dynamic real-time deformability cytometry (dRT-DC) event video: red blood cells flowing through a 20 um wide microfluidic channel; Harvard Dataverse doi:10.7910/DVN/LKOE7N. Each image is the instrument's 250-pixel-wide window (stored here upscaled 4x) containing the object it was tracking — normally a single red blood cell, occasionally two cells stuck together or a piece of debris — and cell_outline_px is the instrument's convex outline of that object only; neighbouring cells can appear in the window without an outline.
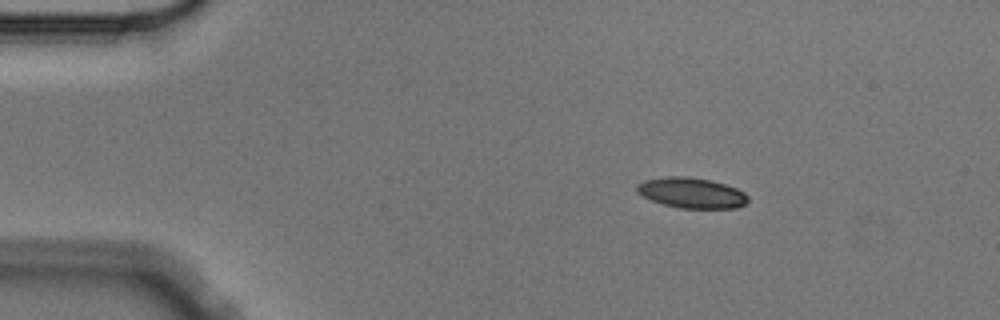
{"species": "Egyptian fruit bat (a non-hibernating species)", "species_latin": "Rousettus aegyptiacus", "temperature_condition": "cold", "stored_images_in_passage": 4, "camera_frame_rate_fps": 3000, "um_per_image_px": 0.085, "animal": {"sex": "male"}, "frame": {"image": 1, "passage_image": 2, "time_ms": 0.333, "image_size_px": [1000, 320], "cell_outline_px": [[748, 200], [744, 204], [736, 208], [680, 208], [664, 204], [652, 200], [636, 192], [636, 184], [644, 180], [668, 176], [684, 176], [712, 180], [736, 188], [744, 192], [748, 196]], "centroid_in_image_um": [58.77, 16.38], "position_along_channel_um": 26.2, "area_um2": 19.65}}